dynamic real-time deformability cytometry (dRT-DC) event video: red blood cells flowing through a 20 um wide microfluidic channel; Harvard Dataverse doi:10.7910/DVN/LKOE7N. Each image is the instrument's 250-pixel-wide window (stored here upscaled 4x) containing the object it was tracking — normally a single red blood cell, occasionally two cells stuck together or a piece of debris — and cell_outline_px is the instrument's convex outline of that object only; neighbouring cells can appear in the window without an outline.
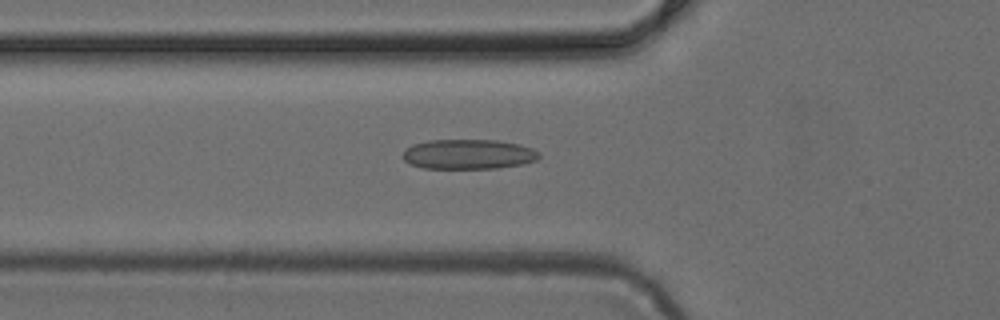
{"species": "common noctule bat (a hibernating species)", "species_latin": "Nyctalus noctula", "temperature_condition": "cold", "stored_images_in_passage": 36, "camera_frame_rate_fps": 3000, "um_per_image_px": 0.085, "animal": {"sex": "female", "body_mass_g": 24.6, "forearm_length_mm": 56.2}, "frame": {"image": 1, "passage_image": 5, "time_ms": 1.333, "image_size_px": [1000, 320], "cell_outline_px": [[540, 156], [536, 160], [524, 164], [496, 168], [424, 168], [408, 164], [404, 160], [404, 148], [412, 144], [428, 140], [496, 140], [520, 144], [532, 148], [540, 152]], "centroid_in_image_um": [39.81, 13.1], "position_along_channel_um": 86.0, "area_um2": 23.87}}
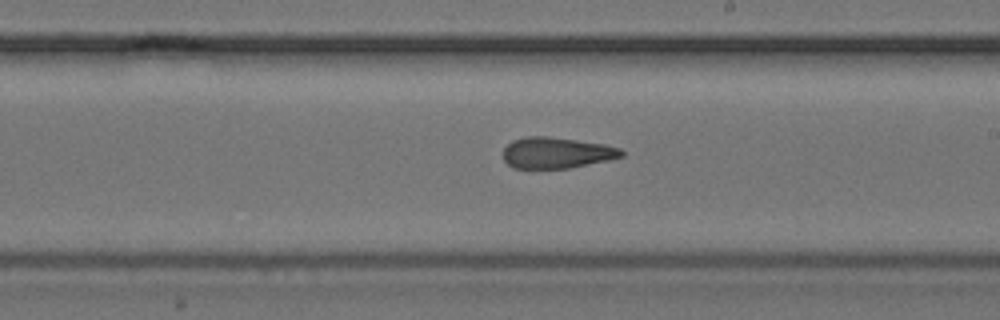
{"frame": {"image": 2, "passage_image": 16, "time_ms": 5.0, "image_size_px": [1000, 320], "cell_outline_px": [[624, 156], [608, 160], [568, 168], [512, 168], [504, 160], [504, 148], [512, 140], [524, 136], [548, 136], [604, 144], [620, 148], [624, 152]], "centroid_in_image_um": [47.29, 12.98], "position_along_channel_um": 241.7, "area_um2": 21.39}}
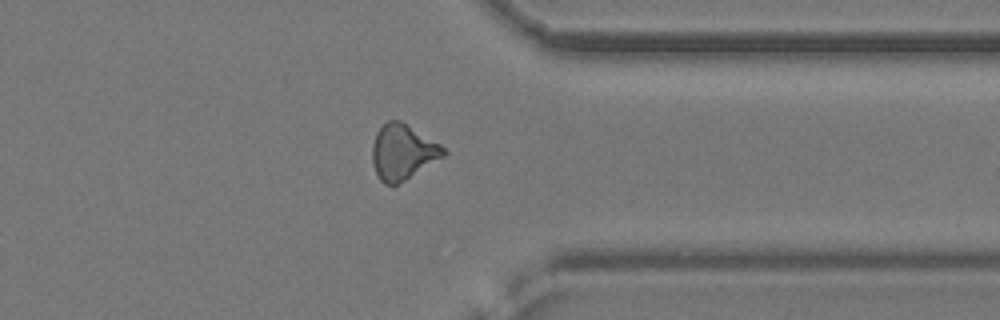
{"frame": {"image": 3, "passage_image": 26, "time_ms": 8.333, "image_size_px": [1000, 320], "cell_outline_px": [[448, 152], [444, 156], [404, 180], [396, 184], [384, 184], [380, 180], [376, 172], [372, 160], [372, 144], [376, 132], [388, 120], [400, 120], [440, 144]], "centroid_in_image_um": [34.22, 12.91], "position_along_channel_um": 377.2, "area_um2": 22.6}}